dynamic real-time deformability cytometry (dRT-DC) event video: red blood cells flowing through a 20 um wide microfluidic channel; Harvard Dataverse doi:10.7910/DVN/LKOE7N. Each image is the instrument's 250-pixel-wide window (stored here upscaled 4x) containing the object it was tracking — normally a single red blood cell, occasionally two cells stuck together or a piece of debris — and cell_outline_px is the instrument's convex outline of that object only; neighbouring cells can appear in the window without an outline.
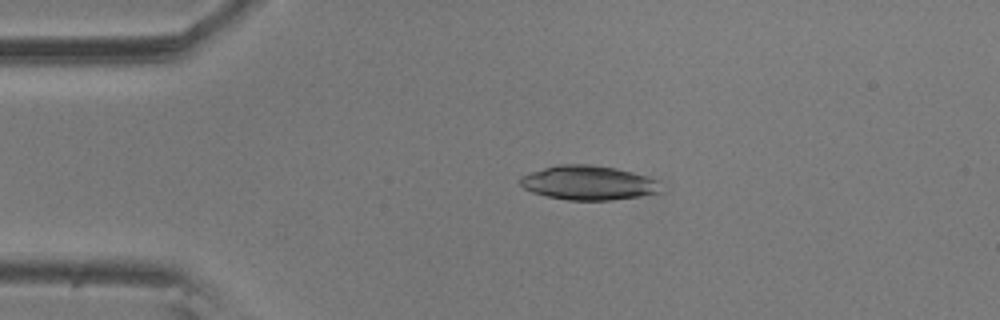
{"species": "common noctule bat (a hibernating species)", "species_latin": "Nyctalus noctula", "temperature_condition": "room temperature", "stored_images_in_passage": 55, "camera_frame_rate_fps": 3000, "um_per_image_px": 0.085, "animal": {"sex": "male", "body_mass_g": 20.5, "forearm_length_mm": 52.5}, "frame": {"image": 1, "passage_image": 11, "time_ms": 3.333, "image_size_px": [1000, 320], "cell_outline_px": [[660, 192], [640, 196], [612, 200], [568, 200], [548, 196], [532, 192], [524, 188], [520, 184], [520, 176], [544, 168], [560, 164], [588, 164], [616, 168], [632, 172], [656, 180]], "centroid_in_image_um": [49.97, 15.54], "position_along_channel_um": 35.0, "area_um2": 27.74}}
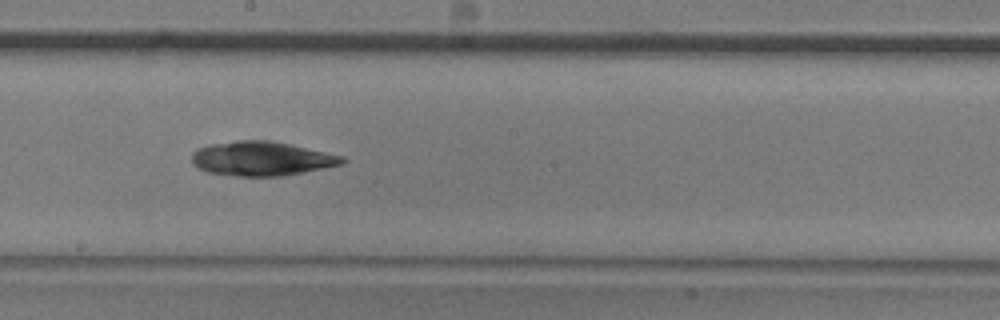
{"frame": {"image": 2, "passage_image": 30, "time_ms": 9.667, "image_size_px": [1000, 320], "cell_outline_px": [[348, 160], [344, 164], [284, 176], [236, 176], [208, 172], [196, 168], [192, 164], [192, 152], [208, 144], [236, 140], [272, 140], [344, 156]], "centroid_in_image_um": [22.24, 13.48], "position_along_channel_um": 226.0, "area_um2": 30.35}}
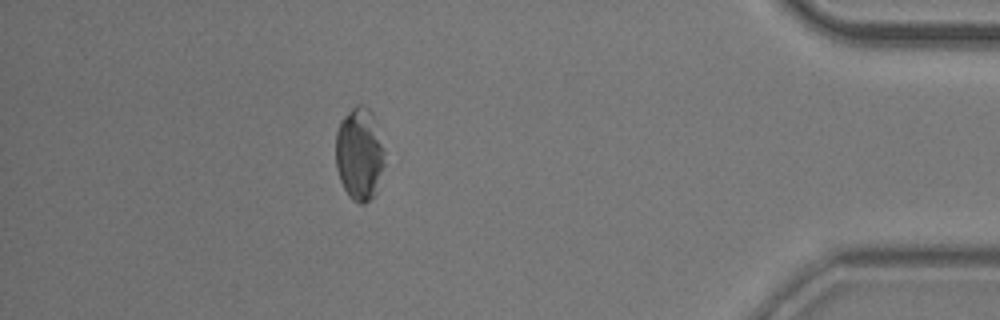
{"frame": {"image": 3, "passage_image": 49, "time_ms": 16.0, "image_size_px": [1000, 320], "cell_outline_px": [[384, 164], [376, 196], [364, 204], [360, 204], [352, 200], [348, 196], [340, 180], [336, 168], [336, 132], [340, 120], [356, 104], [364, 104], [372, 112], [376, 120], [384, 148]], "centroid_in_image_um": [30.56, 13.1], "position_along_channel_um": 404.6, "area_um2": 26.99}, "authors_computed_cell_mechanics": {"area_um2": 29.0156, "velocity_mm_per_s": 3.5664, "shape_relaxation_time_tau1_ms": 4.3099, "shape_relaxation_time_tau2_ms": null, "deformation_change_tau1": 0.1278, "deformation_change_tau2": null}}